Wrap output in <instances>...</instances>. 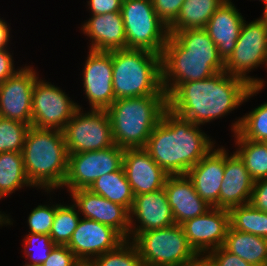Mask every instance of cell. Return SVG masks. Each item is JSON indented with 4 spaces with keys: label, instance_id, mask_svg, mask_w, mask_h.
<instances>
[{
    "label": "cell",
    "instance_id": "1f68e13d",
    "mask_svg": "<svg viewBox=\"0 0 267 266\" xmlns=\"http://www.w3.org/2000/svg\"><path fill=\"white\" fill-rule=\"evenodd\" d=\"M81 217L74 204H56V213L50 230L51 240L55 245H67Z\"/></svg>",
    "mask_w": 267,
    "mask_h": 266
},
{
    "label": "cell",
    "instance_id": "f6af8a7d",
    "mask_svg": "<svg viewBox=\"0 0 267 266\" xmlns=\"http://www.w3.org/2000/svg\"><path fill=\"white\" fill-rule=\"evenodd\" d=\"M13 222L11 221L10 217L6 215L5 213H1L0 211V226L4 225H11Z\"/></svg>",
    "mask_w": 267,
    "mask_h": 266
},
{
    "label": "cell",
    "instance_id": "ba28073f",
    "mask_svg": "<svg viewBox=\"0 0 267 266\" xmlns=\"http://www.w3.org/2000/svg\"><path fill=\"white\" fill-rule=\"evenodd\" d=\"M120 12L126 33V49H144L161 55L169 31L155 12L152 0H122Z\"/></svg>",
    "mask_w": 267,
    "mask_h": 266
},
{
    "label": "cell",
    "instance_id": "3957f363",
    "mask_svg": "<svg viewBox=\"0 0 267 266\" xmlns=\"http://www.w3.org/2000/svg\"><path fill=\"white\" fill-rule=\"evenodd\" d=\"M200 127L167 109L144 149L168 175H185L215 144Z\"/></svg>",
    "mask_w": 267,
    "mask_h": 266
},
{
    "label": "cell",
    "instance_id": "7dc6e473",
    "mask_svg": "<svg viewBox=\"0 0 267 266\" xmlns=\"http://www.w3.org/2000/svg\"><path fill=\"white\" fill-rule=\"evenodd\" d=\"M264 10H263V16H261L265 22L267 23V1L264 3Z\"/></svg>",
    "mask_w": 267,
    "mask_h": 266
},
{
    "label": "cell",
    "instance_id": "52a82bcc",
    "mask_svg": "<svg viewBox=\"0 0 267 266\" xmlns=\"http://www.w3.org/2000/svg\"><path fill=\"white\" fill-rule=\"evenodd\" d=\"M131 241L144 266H181L198 255L179 224L141 232Z\"/></svg>",
    "mask_w": 267,
    "mask_h": 266
},
{
    "label": "cell",
    "instance_id": "277c9868",
    "mask_svg": "<svg viewBox=\"0 0 267 266\" xmlns=\"http://www.w3.org/2000/svg\"><path fill=\"white\" fill-rule=\"evenodd\" d=\"M63 131L31 126L22 150L26 176L33 187L51 192L63 186L68 169Z\"/></svg>",
    "mask_w": 267,
    "mask_h": 266
},
{
    "label": "cell",
    "instance_id": "ee69618b",
    "mask_svg": "<svg viewBox=\"0 0 267 266\" xmlns=\"http://www.w3.org/2000/svg\"><path fill=\"white\" fill-rule=\"evenodd\" d=\"M181 266H213L207 255H197L193 260Z\"/></svg>",
    "mask_w": 267,
    "mask_h": 266
},
{
    "label": "cell",
    "instance_id": "484cf974",
    "mask_svg": "<svg viewBox=\"0 0 267 266\" xmlns=\"http://www.w3.org/2000/svg\"><path fill=\"white\" fill-rule=\"evenodd\" d=\"M225 0H185L176 20L168 27L169 35L185 29H204L210 17Z\"/></svg>",
    "mask_w": 267,
    "mask_h": 266
},
{
    "label": "cell",
    "instance_id": "4316f807",
    "mask_svg": "<svg viewBox=\"0 0 267 266\" xmlns=\"http://www.w3.org/2000/svg\"><path fill=\"white\" fill-rule=\"evenodd\" d=\"M89 190L125 207L129 212L132 208L134 194L123 167L118 171L99 177Z\"/></svg>",
    "mask_w": 267,
    "mask_h": 266
},
{
    "label": "cell",
    "instance_id": "d6a6232c",
    "mask_svg": "<svg viewBox=\"0 0 267 266\" xmlns=\"http://www.w3.org/2000/svg\"><path fill=\"white\" fill-rule=\"evenodd\" d=\"M30 127L24 122L0 117V153L22 152Z\"/></svg>",
    "mask_w": 267,
    "mask_h": 266
},
{
    "label": "cell",
    "instance_id": "60d3db41",
    "mask_svg": "<svg viewBox=\"0 0 267 266\" xmlns=\"http://www.w3.org/2000/svg\"><path fill=\"white\" fill-rule=\"evenodd\" d=\"M86 2L92 15L120 12L122 6V0H89Z\"/></svg>",
    "mask_w": 267,
    "mask_h": 266
},
{
    "label": "cell",
    "instance_id": "4fadbf2b",
    "mask_svg": "<svg viewBox=\"0 0 267 266\" xmlns=\"http://www.w3.org/2000/svg\"><path fill=\"white\" fill-rule=\"evenodd\" d=\"M37 78L34 68L25 66L0 83V117L31 126L32 93Z\"/></svg>",
    "mask_w": 267,
    "mask_h": 266
},
{
    "label": "cell",
    "instance_id": "9c48e42d",
    "mask_svg": "<svg viewBox=\"0 0 267 266\" xmlns=\"http://www.w3.org/2000/svg\"><path fill=\"white\" fill-rule=\"evenodd\" d=\"M245 22L233 52L224 61V71L245 80L252 87H264V79L247 74L262 64L267 66V23L262 17Z\"/></svg>",
    "mask_w": 267,
    "mask_h": 266
},
{
    "label": "cell",
    "instance_id": "8fae6325",
    "mask_svg": "<svg viewBox=\"0 0 267 266\" xmlns=\"http://www.w3.org/2000/svg\"><path fill=\"white\" fill-rule=\"evenodd\" d=\"M124 148L116 144L110 148L77 154H68V169L64 186L69 193L76 189H89L101 176L123 167Z\"/></svg>",
    "mask_w": 267,
    "mask_h": 266
},
{
    "label": "cell",
    "instance_id": "e575fe53",
    "mask_svg": "<svg viewBox=\"0 0 267 266\" xmlns=\"http://www.w3.org/2000/svg\"><path fill=\"white\" fill-rule=\"evenodd\" d=\"M22 241L26 260H30L27 266H41L55 246L50 235L29 233Z\"/></svg>",
    "mask_w": 267,
    "mask_h": 266
},
{
    "label": "cell",
    "instance_id": "7c38bea8",
    "mask_svg": "<svg viewBox=\"0 0 267 266\" xmlns=\"http://www.w3.org/2000/svg\"><path fill=\"white\" fill-rule=\"evenodd\" d=\"M79 107L65 91L38 77L32 93L31 126L62 131Z\"/></svg>",
    "mask_w": 267,
    "mask_h": 266
},
{
    "label": "cell",
    "instance_id": "ab89813d",
    "mask_svg": "<svg viewBox=\"0 0 267 266\" xmlns=\"http://www.w3.org/2000/svg\"><path fill=\"white\" fill-rule=\"evenodd\" d=\"M250 204L257 210L267 212V179L254 182Z\"/></svg>",
    "mask_w": 267,
    "mask_h": 266
},
{
    "label": "cell",
    "instance_id": "74e56055",
    "mask_svg": "<svg viewBox=\"0 0 267 266\" xmlns=\"http://www.w3.org/2000/svg\"><path fill=\"white\" fill-rule=\"evenodd\" d=\"M78 262L75 254L66 245H55L41 266H74Z\"/></svg>",
    "mask_w": 267,
    "mask_h": 266
},
{
    "label": "cell",
    "instance_id": "d590c367",
    "mask_svg": "<svg viewBox=\"0 0 267 266\" xmlns=\"http://www.w3.org/2000/svg\"><path fill=\"white\" fill-rule=\"evenodd\" d=\"M56 213V205H38L28 216L29 233L49 235Z\"/></svg>",
    "mask_w": 267,
    "mask_h": 266
},
{
    "label": "cell",
    "instance_id": "5bb4252c",
    "mask_svg": "<svg viewBox=\"0 0 267 266\" xmlns=\"http://www.w3.org/2000/svg\"><path fill=\"white\" fill-rule=\"evenodd\" d=\"M84 64V94L91 109L107 110L115 101L113 93L112 51L90 50Z\"/></svg>",
    "mask_w": 267,
    "mask_h": 266
},
{
    "label": "cell",
    "instance_id": "d4e9b609",
    "mask_svg": "<svg viewBox=\"0 0 267 266\" xmlns=\"http://www.w3.org/2000/svg\"><path fill=\"white\" fill-rule=\"evenodd\" d=\"M223 247L253 266H267V239L228 228Z\"/></svg>",
    "mask_w": 267,
    "mask_h": 266
},
{
    "label": "cell",
    "instance_id": "f35d334b",
    "mask_svg": "<svg viewBox=\"0 0 267 266\" xmlns=\"http://www.w3.org/2000/svg\"><path fill=\"white\" fill-rule=\"evenodd\" d=\"M207 256L213 266H253L239 256L230 253L223 246L209 251Z\"/></svg>",
    "mask_w": 267,
    "mask_h": 266
},
{
    "label": "cell",
    "instance_id": "30bf717a",
    "mask_svg": "<svg viewBox=\"0 0 267 266\" xmlns=\"http://www.w3.org/2000/svg\"><path fill=\"white\" fill-rule=\"evenodd\" d=\"M79 107L65 125L64 140L69 154L97 151L115 145L106 110L91 109L83 113Z\"/></svg>",
    "mask_w": 267,
    "mask_h": 266
},
{
    "label": "cell",
    "instance_id": "cb8c5ba5",
    "mask_svg": "<svg viewBox=\"0 0 267 266\" xmlns=\"http://www.w3.org/2000/svg\"><path fill=\"white\" fill-rule=\"evenodd\" d=\"M83 34L90 37L93 51H114L126 49V33L121 12L92 15L82 28Z\"/></svg>",
    "mask_w": 267,
    "mask_h": 266
},
{
    "label": "cell",
    "instance_id": "836d02e7",
    "mask_svg": "<svg viewBox=\"0 0 267 266\" xmlns=\"http://www.w3.org/2000/svg\"><path fill=\"white\" fill-rule=\"evenodd\" d=\"M95 266H144L137 248L126 239L116 249L97 256Z\"/></svg>",
    "mask_w": 267,
    "mask_h": 266
},
{
    "label": "cell",
    "instance_id": "44dd1931",
    "mask_svg": "<svg viewBox=\"0 0 267 266\" xmlns=\"http://www.w3.org/2000/svg\"><path fill=\"white\" fill-rule=\"evenodd\" d=\"M175 224L181 225L188 219L208 211L209 206L195 191L191 179L185 175H168L164 184Z\"/></svg>",
    "mask_w": 267,
    "mask_h": 266
},
{
    "label": "cell",
    "instance_id": "83f0119b",
    "mask_svg": "<svg viewBox=\"0 0 267 266\" xmlns=\"http://www.w3.org/2000/svg\"><path fill=\"white\" fill-rule=\"evenodd\" d=\"M25 186L33 187L25 173L22 152L0 153V199Z\"/></svg>",
    "mask_w": 267,
    "mask_h": 266
},
{
    "label": "cell",
    "instance_id": "f546056e",
    "mask_svg": "<svg viewBox=\"0 0 267 266\" xmlns=\"http://www.w3.org/2000/svg\"><path fill=\"white\" fill-rule=\"evenodd\" d=\"M238 146L236 153L245 162V167L253 181L267 179V146L264 142H254L245 138H234Z\"/></svg>",
    "mask_w": 267,
    "mask_h": 266
},
{
    "label": "cell",
    "instance_id": "ac0fdd59",
    "mask_svg": "<svg viewBox=\"0 0 267 266\" xmlns=\"http://www.w3.org/2000/svg\"><path fill=\"white\" fill-rule=\"evenodd\" d=\"M70 195L84 218L113 227L129 240L130 212L125 207L94 194L89 189H76Z\"/></svg>",
    "mask_w": 267,
    "mask_h": 266
},
{
    "label": "cell",
    "instance_id": "8992f818",
    "mask_svg": "<svg viewBox=\"0 0 267 266\" xmlns=\"http://www.w3.org/2000/svg\"><path fill=\"white\" fill-rule=\"evenodd\" d=\"M115 100L167 95L162 86L161 55L144 49L112 51Z\"/></svg>",
    "mask_w": 267,
    "mask_h": 266
},
{
    "label": "cell",
    "instance_id": "4dcf8cb0",
    "mask_svg": "<svg viewBox=\"0 0 267 266\" xmlns=\"http://www.w3.org/2000/svg\"><path fill=\"white\" fill-rule=\"evenodd\" d=\"M231 127L235 138L264 142L267 139V102L239 118Z\"/></svg>",
    "mask_w": 267,
    "mask_h": 266
},
{
    "label": "cell",
    "instance_id": "2e32d148",
    "mask_svg": "<svg viewBox=\"0 0 267 266\" xmlns=\"http://www.w3.org/2000/svg\"><path fill=\"white\" fill-rule=\"evenodd\" d=\"M125 240L113 227L81 218L66 246L78 260L93 261L97 256L116 249Z\"/></svg>",
    "mask_w": 267,
    "mask_h": 266
},
{
    "label": "cell",
    "instance_id": "603a6c76",
    "mask_svg": "<svg viewBox=\"0 0 267 266\" xmlns=\"http://www.w3.org/2000/svg\"><path fill=\"white\" fill-rule=\"evenodd\" d=\"M238 11L231 0H225L204 28L217 46V52L223 61L233 52L245 20Z\"/></svg>",
    "mask_w": 267,
    "mask_h": 266
},
{
    "label": "cell",
    "instance_id": "e0dca14e",
    "mask_svg": "<svg viewBox=\"0 0 267 266\" xmlns=\"http://www.w3.org/2000/svg\"><path fill=\"white\" fill-rule=\"evenodd\" d=\"M134 220L140 225L136 224ZM174 224L175 221L164 188L134 196L130 210L129 240L141 232L167 228Z\"/></svg>",
    "mask_w": 267,
    "mask_h": 266
},
{
    "label": "cell",
    "instance_id": "5b68a950",
    "mask_svg": "<svg viewBox=\"0 0 267 266\" xmlns=\"http://www.w3.org/2000/svg\"><path fill=\"white\" fill-rule=\"evenodd\" d=\"M168 109L167 95L119 98L106 110L114 143L121 148H144Z\"/></svg>",
    "mask_w": 267,
    "mask_h": 266
},
{
    "label": "cell",
    "instance_id": "bcb514c9",
    "mask_svg": "<svg viewBox=\"0 0 267 266\" xmlns=\"http://www.w3.org/2000/svg\"><path fill=\"white\" fill-rule=\"evenodd\" d=\"M74 266H95L93 261L78 260Z\"/></svg>",
    "mask_w": 267,
    "mask_h": 266
},
{
    "label": "cell",
    "instance_id": "8d00e7d4",
    "mask_svg": "<svg viewBox=\"0 0 267 266\" xmlns=\"http://www.w3.org/2000/svg\"><path fill=\"white\" fill-rule=\"evenodd\" d=\"M185 0H152L155 12L159 18L169 27L180 13Z\"/></svg>",
    "mask_w": 267,
    "mask_h": 266
},
{
    "label": "cell",
    "instance_id": "9a60e30c",
    "mask_svg": "<svg viewBox=\"0 0 267 266\" xmlns=\"http://www.w3.org/2000/svg\"><path fill=\"white\" fill-rule=\"evenodd\" d=\"M189 245L198 255L223 246L230 227L228 209L211 207L204 214L181 224Z\"/></svg>",
    "mask_w": 267,
    "mask_h": 266
},
{
    "label": "cell",
    "instance_id": "6da1fadb",
    "mask_svg": "<svg viewBox=\"0 0 267 266\" xmlns=\"http://www.w3.org/2000/svg\"><path fill=\"white\" fill-rule=\"evenodd\" d=\"M262 89L222 71L204 80L180 84L167 97V104L179 117L204 125L230 114Z\"/></svg>",
    "mask_w": 267,
    "mask_h": 266
},
{
    "label": "cell",
    "instance_id": "ffe728a7",
    "mask_svg": "<svg viewBox=\"0 0 267 266\" xmlns=\"http://www.w3.org/2000/svg\"><path fill=\"white\" fill-rule=\"evenodd\" d=\"M225 148H212L187 172L197 194L211 207L220 208V188L224 177Z\"/></svg>",
    "mask_w": 267,
    "mask_h": 266
},
{
    "label": "cell",
    "instance_id": "7a4b0ae2",
    "mask_svg": "<svg viewBox=\"0 0 267 266\" xmlns=\"http://www.w3.org/2000/svg\"><path fill=\"white\" fill-rule=\"evenodd\" d=\"M162 86L167 97L182 83L210 78L224 71V61L205 29L169 35L161 54Z\"/></svg>",
    "mask_w": 267,
    "mask_h": 266
},
{
    "label": "cell",
    "instance_id": "7bdbcfd3",
    "mask_svg": "<svg viewBox=\"0 0 267 266\" xmlns=\"http://www.w3.org/2000/svg\"><path fill=\"white\" fill-rule=\"evenodd\" d=\"M10 28L4 19L0 18V50L8 49L10 41Z\"/></svg>",
    "mask_w": 267,
    "mask_h": 266
},
{
    "label": "cell",
    "instance_id": "b9f144b4",
    "mask_svg": "<svg viewBox=\"0 0 267 266\" xmlns=\"http://www.w3.org/2000/svg\"><path fill=\"white\" fill-rule=\"evenodd\" d=\"M9 49L0 50V83L13 76L19 69L14 67V60Z\"/></svg>",
    "mask_w": 267,
    "mask_h": 266
},
{
    "label": "cell",
    "instance_id": "f1b7e54d",
    "mask_svg": "<svg viewBox=\"0 0 267 266\" xmlns=\"http://www.w3.org/2000/svg\"><path fill=\"white\" fill-rule=\"evenodd\" d=\"M229 214L233 229L267 239V212L257 210L247 203L231 207Z\"/></svg>",
    "mask_w": 267,
    "mask_h": 266
},
{
    "label": "cell",
    "instance_id": "d6986e66",
    "mask_svg": "<svg viewBox=\"0 0 267 266\" xmlns=\"http://www.w3.org/2000/svg\"><path fill=\"white\" fill-rule=\"evenodd\" d=\"M123 168L134 196L164 188L168 174L144 148H127Z\"/></svg>",
    "mask_w": 267,
    "mask_h": 266
},
{
    "label": "cell",
    "instance_id": "7402d4cb",
    "mask_svg": "<svg viewBox=\"0 0 267 266\" xmlns=\"http://www.w3.org/2000/svg\"><path fill=\"white\" fill-rule=\"evenodd\" d=\"M254 181L245 167V162L225 149L224 177L220 188V208L230 209L250 203Z\"/></svg>",
    "mask_w": 267,
    "mask_h": 266
}]
</instances>
